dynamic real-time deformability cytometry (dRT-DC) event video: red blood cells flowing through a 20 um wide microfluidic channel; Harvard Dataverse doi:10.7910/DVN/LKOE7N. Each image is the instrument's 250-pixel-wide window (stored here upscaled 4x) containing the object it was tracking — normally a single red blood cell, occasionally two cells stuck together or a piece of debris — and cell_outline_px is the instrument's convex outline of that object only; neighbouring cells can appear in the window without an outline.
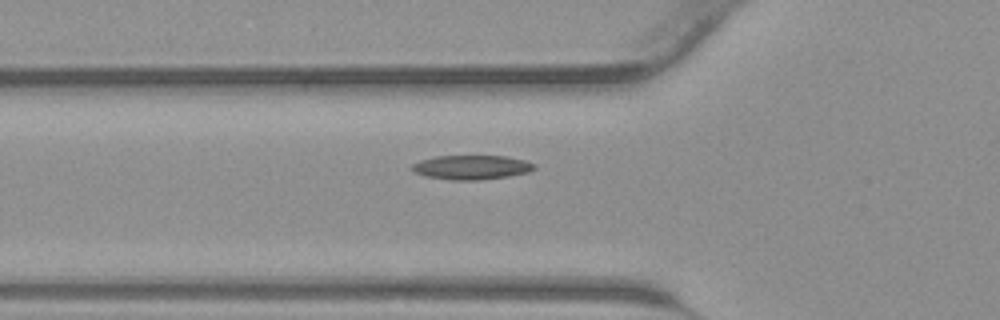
{"species": "common noctule bat (a hibernating species)", "species_latin": "Nyctalus noctula", "temperature_condition": "warm", "stored_images_in_passage": 40, "camera_frame_rate_fps": 3000, "um_per_image_px": 0.085, "animal": {"sex": "male", "body_mass_g": 23.1, "forearm_length_mm": 52.7}, "frame": {"image": 1, "passage_image": 16, "time_ms": 5.0, "image_size_px": [1000, 320], "cell_outline_px": [[536, 168], [528, 172], [508, 176], [480, 180], [452, 180], [424, 176], [412, 172], [408, 168], [412, 164], [420, 160], [436, 156], [508, 156], [524, 160], [536, 164]], "centroid_in_image_um": [40.04, 14.22], "position_along_channel_um": 85.8, "area_um2": 17.51}}
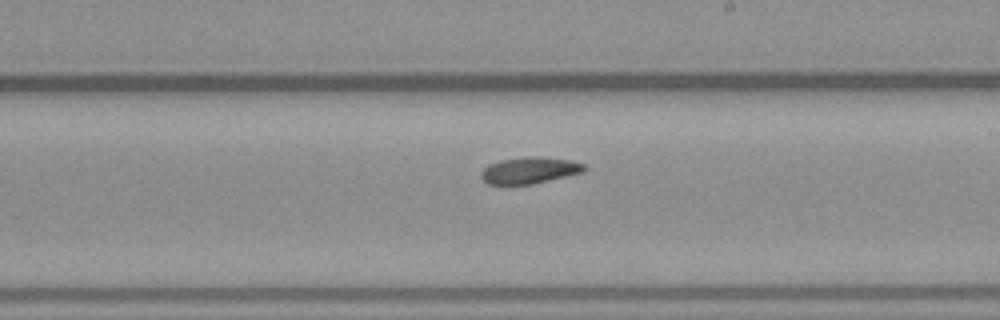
{"frame": {"image": 2, "passage_image": 26, "time_ms": 8.333, "image_size_px": [1000, 320], "cell_outline_px": [[588, 168], [584, 172], [532, 184], [488, 184], [480, 176], [480, 172], [488, 164], [500, 160], [540, 156], [572, 160], [584, 164]], "centroid_in_image_um": [45.04, 14.47], "position_along_channel_um": 244.0, "area_um2": 15.9}}
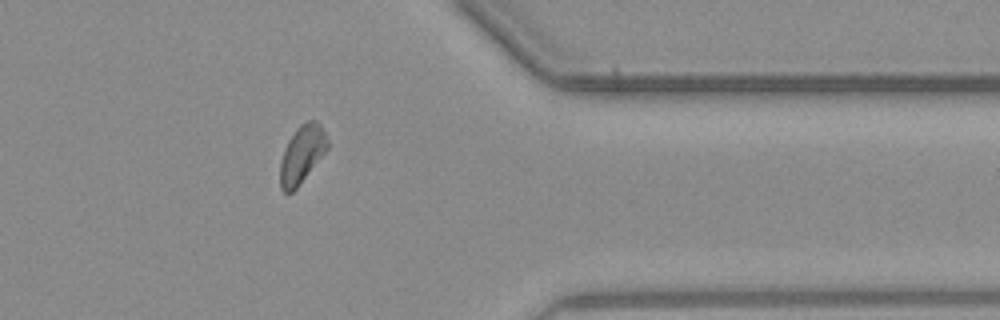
{"frame": {"image": 3, "passage_image": 36, "time_ms": 11.667, "image_size_px": [1000, 320], "cell_outline_px": [[328, 148], [296, 188], [292, 192], [284, 192], [280, 188], [280, 160], [284, 148], [288, 140], [296, 128], [300, 124], [308, 120], [316, 120], [320, 124], [328, 140]], "centroid_in_image_um": [25.64, 13.09], "position_along_channel_um": 385.8, "area_um2": 15.78}}